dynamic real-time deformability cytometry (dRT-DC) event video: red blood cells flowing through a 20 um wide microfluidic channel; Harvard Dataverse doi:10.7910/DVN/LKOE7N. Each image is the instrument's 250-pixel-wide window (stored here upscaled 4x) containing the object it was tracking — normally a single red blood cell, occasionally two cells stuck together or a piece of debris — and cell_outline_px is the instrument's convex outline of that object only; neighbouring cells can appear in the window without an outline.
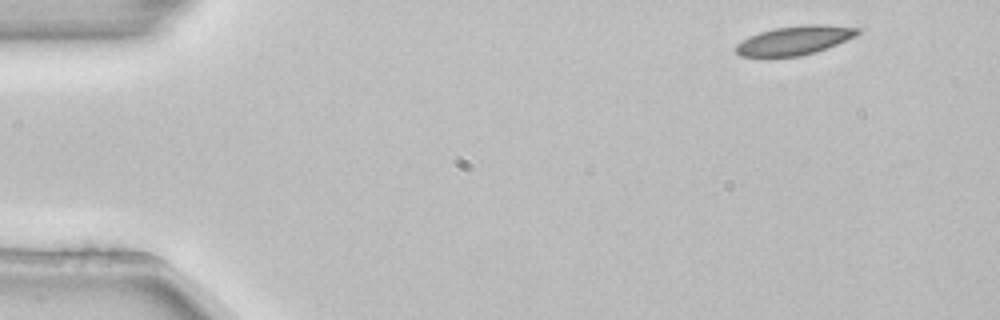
{"species": "common noctule bat (a hibernating species)", "species_latin": "Nyctalus noctula", "temperature_condition": "room temperature", "stored_images_in_passage": 3, "camera_frame_rate_fps": 3000, "um_per_image_px": 0.085, "animal": {"sex": "female", "body_mass_g": 22.7, "forearm_length_mm": 54.2}, "frame": {"image": 1, "passage_image": 1, "time_ms": 0.0, "image_size_px": [1000, 320], "cell_outline_px": [[860, 32], [856, 36], [816, 52], [800, 56], [740, 56], [736, 52], [736, 44], [748, 36], [760, 32], [776, 28], [804, 24], [824, 24], [860, 28]], "centroid_in_image_um": [67.55, 3.42], "position_along_channel_um": 17.5, "area_um2": 20.4}}